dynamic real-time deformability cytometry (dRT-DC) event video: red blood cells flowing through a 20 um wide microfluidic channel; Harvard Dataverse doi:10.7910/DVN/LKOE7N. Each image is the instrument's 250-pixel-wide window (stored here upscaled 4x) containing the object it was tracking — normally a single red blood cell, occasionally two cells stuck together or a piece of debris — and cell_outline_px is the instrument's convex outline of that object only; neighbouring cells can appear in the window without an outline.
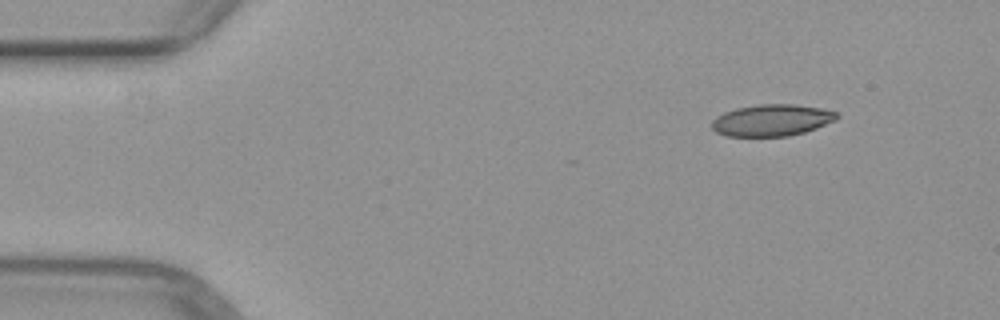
{"species": "common noctule bat (a hibernating species)", "species_latin": "Nyctalus noctula", "temperature_condition": "warm", "stored_images_in_passage": 4, "camera_frame_rate_fps": 3000, "um_per_image_px": 0.085, "animal": {"sex": "female", "body_mass_g": 29.2, "forearm_length_mm": 56.3}, "frame": {"image": 1, "passage_image": 4, "time_ms": 4.333, "image_size_px": [1000, 320], "cell_outline_px": [[840, 116], [836, 120], [816, 128], [804, 132], [788, 136], [728, 136], [716, 132], [712, 128], [712, 120], [716, 116], [724, 112], [736, 108], [760, 104], [792, 104], [820, 108], [836, 112]], "centroid_in_image_um": [65.59, 10.22], "position_along_channel_um": 19.4, "area_um2": 23.0}}